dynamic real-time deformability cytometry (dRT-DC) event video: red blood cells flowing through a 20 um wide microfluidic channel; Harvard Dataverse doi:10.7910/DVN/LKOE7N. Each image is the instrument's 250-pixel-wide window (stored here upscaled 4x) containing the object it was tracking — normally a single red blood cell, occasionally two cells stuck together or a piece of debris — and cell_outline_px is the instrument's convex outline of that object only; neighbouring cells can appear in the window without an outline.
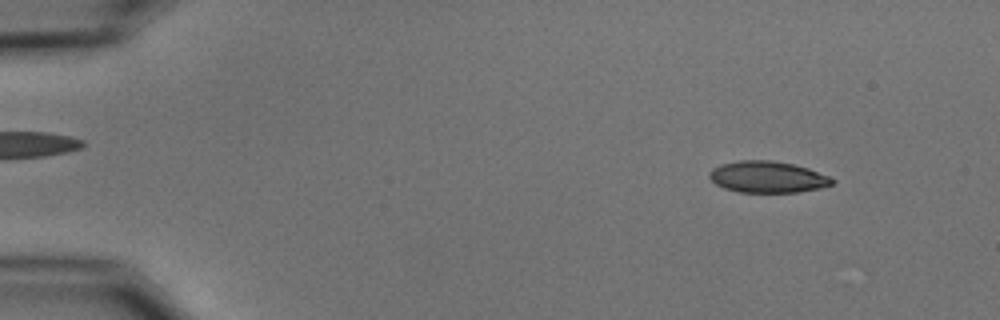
{"species": "common noctule bat (a hibernating species)", "species_latin": "Nyctalus noctula", "temperature_condition": "cold", "stored_images_in_passage": 54, "camera_frame_rate_fps": 3000, "um_per_image_px": 0.085, "animal": {"sex": "male", "body_mass_g": 15.6}, "frame": {"image": 1, "passage_image": 6, "time_ms": 1.667, "image_size_px": [1000, 320], "cell_outline_px": [[836, 180], [832, 184], [820, 188], [796, 192], [740, 192], [724, 188], [716, 184], [708, 176], [708, 172], [712, 168], [720, 164], [740, 160], [772, 160], [792, 164], [808, 168], [828, 176]], "centroid_in_image_um": [65.21, 15.03], "position_along_channel_um": 19.8, "area_um2": 22.48}}
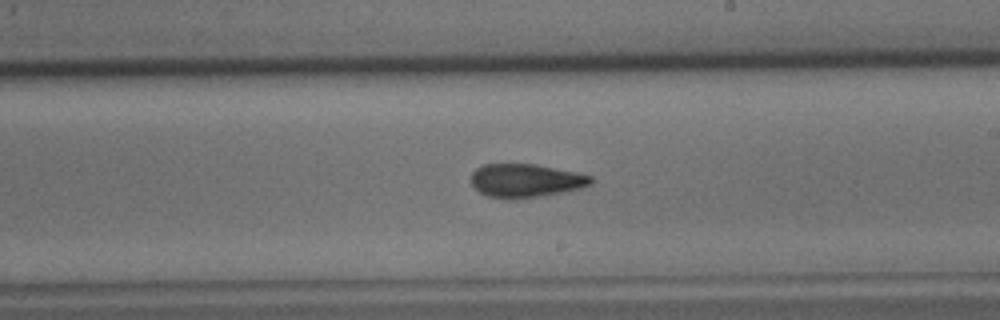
{"frame": {"image": 2, "passage_image": 32, "time_ms": 10.333, "image_size_px": [1000, 320], "cell_outline_px": [[596, 180], [592, 184], [580, 188], [564, 192], [508, 200], [488, 196], [480, 192], [472, 184], [472, 172], [476, 168], [484, 164], [536, 164], [576, 172], [592, 176]], "centroid_in_image_um": [44.71, 15.35], "position_along_channel_um": 244.3, "area_um2": 23.41}}
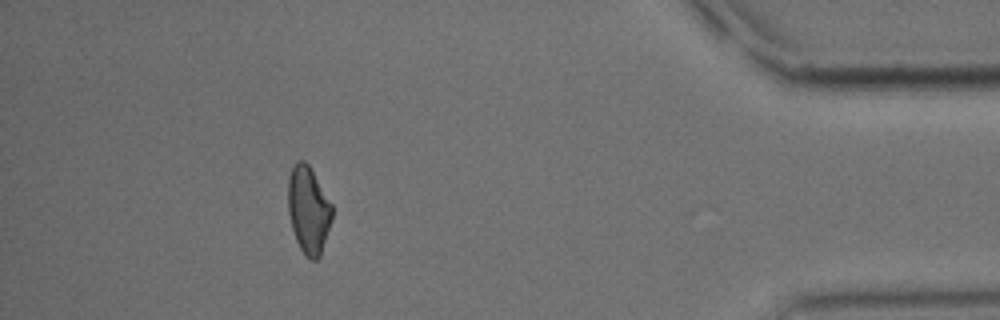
{"frame": {"image": 3, "passage_image": 49, "time_ms": 16.0, "image_size_px": [1000, 320], "cell_outline_px": [[332, 220], [320, 256], [316, 260], [312, 260], [300, 248], [296, 240], [292, 228], [288, 212], [288, 176], [296, 160], [304, 160], [308, 164], [332, 204]], "centroid_in_image_um": [26.21, 17.82], "position_along_channel_um": 409.0, "area_um2": 22.25}, "authors_computed_cell_mechanics": {"area_um2": 23.0333, "velocity_mm_per_s": 3.718, "shape_relaxation_time_tau1_ms": 6.6733, "shape_relaxation_time_tau2_ms": 3.6284, "deformation_change_tau1": 0.1594, "deformation_change_tau2": 0.0968}}